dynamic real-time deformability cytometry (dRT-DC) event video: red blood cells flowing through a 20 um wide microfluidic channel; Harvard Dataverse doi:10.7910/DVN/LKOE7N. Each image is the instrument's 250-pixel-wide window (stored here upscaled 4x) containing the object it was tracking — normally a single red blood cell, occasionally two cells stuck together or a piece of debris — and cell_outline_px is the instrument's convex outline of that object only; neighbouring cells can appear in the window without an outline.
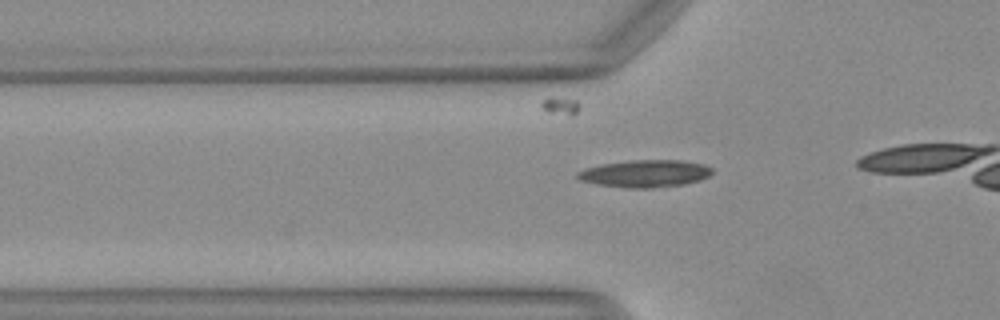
{"species": "Egyptian fruit bat (a non-hibernating species)", "species_latin": "Rousettus aegyptiacus", "temperature_condition": "warm", "stored_images_in_passage": 19, "camera_frame_rate_fps": 3000, "um_per_image_px": 0.085, "animal": {"sex": "female"}, "frame": {"image": 1, "passage_image": 11, "time_ms": 3.333, "image_size_px": [1000, 320], "cell_outline_px": [[712, 172], [708, 176], [700, 180], [684, 184], [652, 188], [628, 188], [596, 184], [580, 180], [576, 176], [576, 172], [584, 168], [600, 164], [632, 160], [680, 160], [704, 164], [712, 168]], "centroid_in_image_um": [54.8, 14.75], "position_along_channel_um": 71.0, "area_um2": 21.5}}